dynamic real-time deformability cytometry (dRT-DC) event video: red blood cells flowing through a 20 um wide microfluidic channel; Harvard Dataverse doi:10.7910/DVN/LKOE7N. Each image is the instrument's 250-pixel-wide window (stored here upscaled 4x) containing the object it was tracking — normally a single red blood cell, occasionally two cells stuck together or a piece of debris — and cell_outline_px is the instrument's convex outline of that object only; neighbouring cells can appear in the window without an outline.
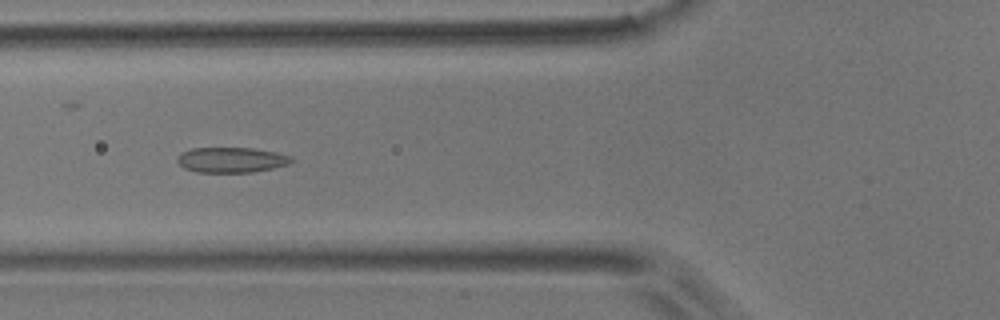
{"species": "common noctule bat (a hibernating species)", "species_latin": "Nyctalus noctula", "temperature_condition": "room temperature", "stored_images_in_passage": 4, "camera_frame_rate_fps": 3000, "um_per_image_px": 0.085, "animal": {"sex": "male", "body_mass_g": 17.9}, "frame": {"image": 1, "passage_image": 3, "time_ms": 2.333, "image_size_px": [1000, 320], "cell_outline_px": [[292, 160], [288, 164], [272, 168], [252, 172], [196, 172], [184, 168], [176, 160], [180, 152], [192, 148], [252, 148], [276, 152], [292, 156]], "centroid_in_image_um": [19.64, 13.58], "position_along_channel_um": 106.2, "area_um2": 16.76}}
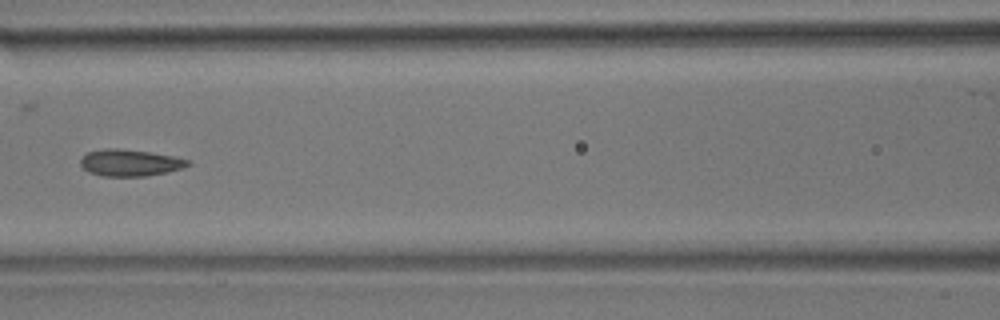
{"frame": {"image": 2, "passage_image": 4, "time_ms": 3.667, "image_size_px": [1000, 320], "cell_outline_px": [[192, 164], [168, 172], [148, 176], [100, 176], [88, 172], [80, 164], [80, 160], [88, 152], [104, 148], [116, 148], [148, 152], [172, 156], [192, 160]], "centroid_in_image_um": [11.05, 13.84], "position_along_channel_um": 155.5, "area_um2": 16.7}}